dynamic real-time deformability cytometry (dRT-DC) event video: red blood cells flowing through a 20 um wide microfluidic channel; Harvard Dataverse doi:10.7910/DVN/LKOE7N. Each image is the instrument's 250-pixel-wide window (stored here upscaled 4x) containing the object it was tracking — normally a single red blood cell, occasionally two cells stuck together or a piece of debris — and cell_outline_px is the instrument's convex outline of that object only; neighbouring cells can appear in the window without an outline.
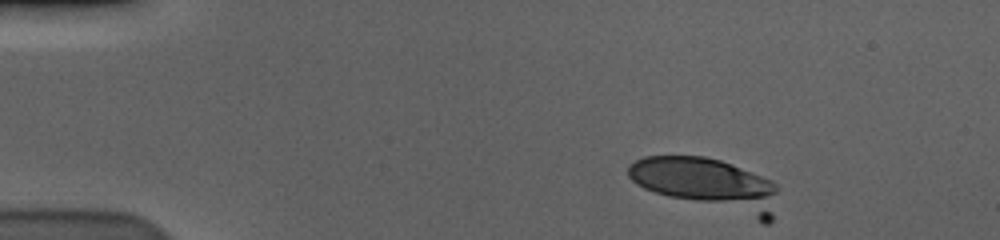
{"species": "human", "species_latin": "Homo sapiens", "temperature_condition": "cold", "stored_images_in_passage": 28, "camera_frame_rate_fps": 3000, "um_per_image_px": 0.085, "donor": {"sex": "male"}, "frame": {"image": 1, "passage_image": 1, "time_ms": 0.0, "image_size_px": [1000, 240], "cell_outline_px": [[776, 192], [772, 220], [768, 224], [764, 224], [668, 196], [644, 188], [636, 184], [628, 176], [628, 164], [644, 156], [704, 156], [720, 160], [732, 164], [772, 180], [776, 184]], "centroid_in_image_um": [60.17, 15.69], "position_along_channel_um": 24.8, "area_um2": 45.55}}
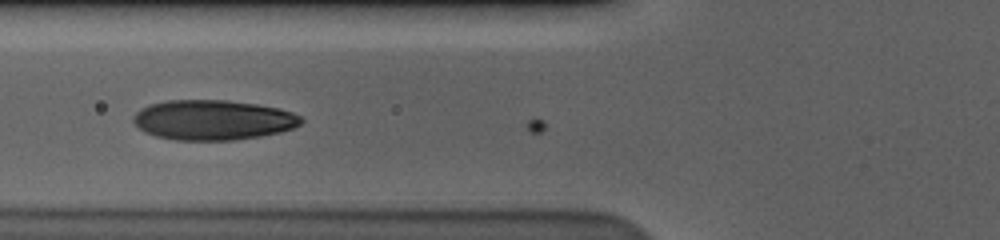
{"frame": {"image": 2, "passage_image": 15, "time_ms": 4.667, "image_size_px": [1000, 240], "cell_outline_px": [[304, 120], [300, 124], [292, 128], [280, 132], [260, 136], [236, 140], [176, 140], [156, 136], [144, 132], [132, 120], [132, 116], [140, 108], [148, 104], [168, 100], [228, 100], [256, 104], [280, 108], [292, 112], [300, 116]], "centroid_in_image_um": [18.09, 10.19], "position_along_channel_um": 107.7, "area_um2": 39.3}}
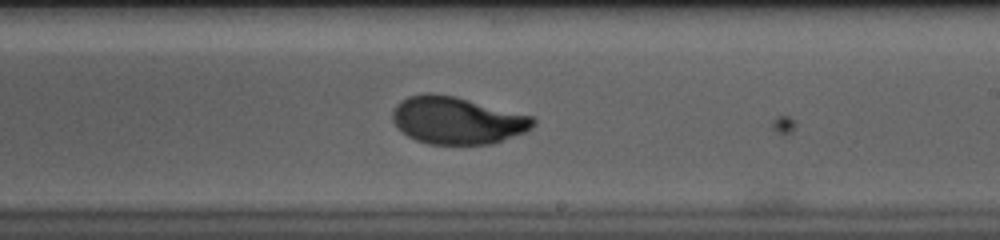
{"frame": {"image": 3, "passage_image": 27, "time_ms": 8.667, "image_size_px": [1000, 240], "cell_outline_px": [[536, 124], [532, 128], [524, 132], [504, 140], [492, 144], [428, 144], [416, 140], [408, 136], [396, 128], [392, 120], [392, 112], [396, 104], [400, 100], [408, 96], [424, 92], [432, 92], [452, 96], [532, 116], [536, 120]], "centroid_in_image_um": [38.81, 10.23], "position_along_channel_um": 250.2, "area_um2": 38.84}}